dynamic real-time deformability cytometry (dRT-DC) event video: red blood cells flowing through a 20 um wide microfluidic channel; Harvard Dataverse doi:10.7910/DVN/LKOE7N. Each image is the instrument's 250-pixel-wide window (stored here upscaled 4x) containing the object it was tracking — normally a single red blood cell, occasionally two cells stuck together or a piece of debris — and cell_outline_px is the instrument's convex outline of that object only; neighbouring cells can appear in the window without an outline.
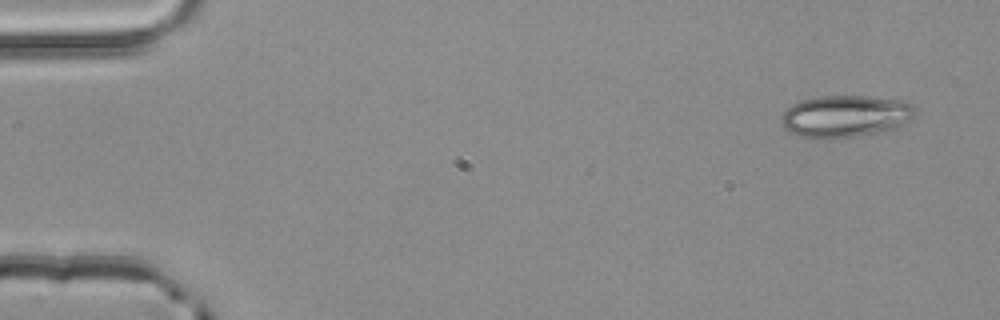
{"species": "common noctule bat (a hibernating species)", "species_latin": "Nyctalus noctula", "temperature_condition": "room temperature", "stored_images_in_passage": 4, "camera_frame_rate_fps": 3000, "um_per_image_px": 0.085, "animal": {"sex": "male", "body_mass_g": 20.4}, "frame": {"image": 1, "passage_image": 1, "time_ms": 0.0, "image_size_px": [1000, 320], "cell_outline_px": [[916, 108], [912, 116], [908, 120], [896, 128], [860, 136], [828, 140], [824, 140], [796, 136], [788, 132], [784, 128], [780, 120], [780, 116], [792, 104], [800, 100], [820, 96], [868, 96], [908, 100], [916, 104]], "centroid_in_image_um": [71.84, 9.89], "position_along_channel_um": 13.2, "area_um2": 33.58}}